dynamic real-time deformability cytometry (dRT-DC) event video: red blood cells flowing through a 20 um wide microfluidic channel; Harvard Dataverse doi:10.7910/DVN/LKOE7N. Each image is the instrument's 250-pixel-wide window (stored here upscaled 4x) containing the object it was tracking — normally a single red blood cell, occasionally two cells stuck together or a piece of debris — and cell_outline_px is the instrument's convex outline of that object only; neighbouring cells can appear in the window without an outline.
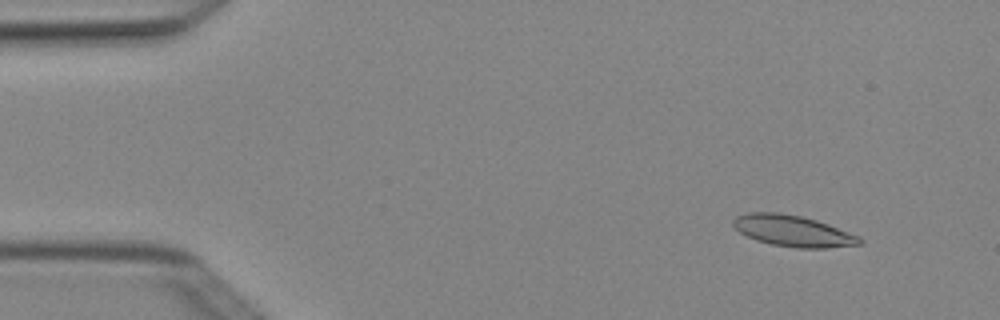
{"species": "Egyptian fruit bat (a non-hibernating species)", "species_latin": "Rousettus aegyptiacus", "temperature_condition": "cold", "stored_images_in_passage": 4, "camera_frame_rate_fps": 3000, "um_per_image_px": 0.085, "animal": {"sex": "female"}, "frame": {"image": 1, "passage_image": 2, "time_ms": 0.333, "image_size_px": [1000, 320], "cell_outline_px": [[864, 240], [860, 244], [824, 248], [796, 248], [772, 244], [756, 240], [740, 232], [732, 224], [732, 220], [736, 216], [748, 212], [776, 212], [800, 216], [816, 220], [828, 224], [860, 236]], "centroid_in_image_um": [67.4, 19.62], "position_along_channel_um": 17.6, "area_um2": 22.89}}
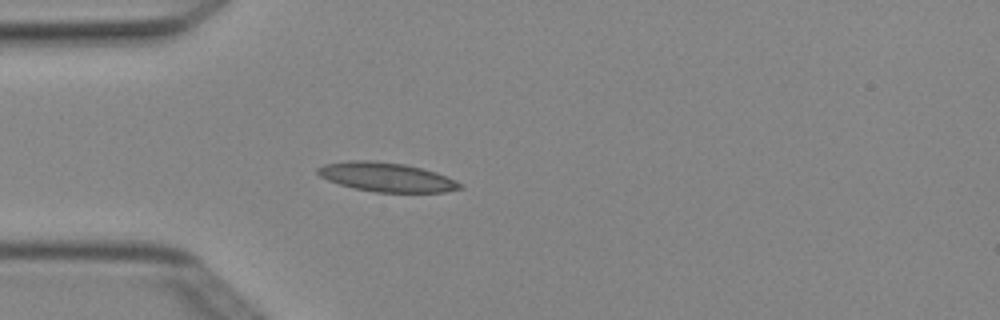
{"frame": {"image": 2, "passage_image": 4, "time_ms": 1.0, "image_size_px": [1000, 320], "cell_outline_px": [[464, 188], [444, 192], [376, 192], [352, 188], [328, 180], [320, 176], [316, 172], [316, 168], [324, 164], [348, 160], [368, 160], [404, 164], [436, 172], [456, 180], [464, 184]], "centroid_in_image_um": [32.86, 15.05], "position_along_channel_um": 52.1, "area_um2": 24.22}}